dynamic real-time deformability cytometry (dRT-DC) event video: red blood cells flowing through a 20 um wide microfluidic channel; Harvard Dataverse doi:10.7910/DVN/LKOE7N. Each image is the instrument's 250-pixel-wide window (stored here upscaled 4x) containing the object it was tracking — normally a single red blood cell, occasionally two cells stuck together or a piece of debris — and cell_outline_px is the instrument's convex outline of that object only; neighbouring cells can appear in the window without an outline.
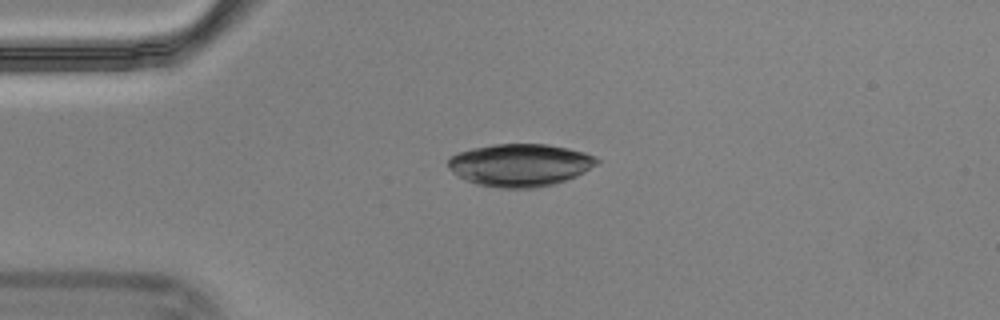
{"species": "Egyptian fruit bat (a non-hibernating species)", "species_latin": "Rousettus aegyptiacus", "temperature_condition": "cold", "stored_images_in_passage": 16, "camera_frame_rate_fps": 3000, "um_per_image_px": 0.085, "animal": {"sex": "male"}, "frame": {"image": 1, "passage_image": 12, "time_ms": 3.667, "image_size_px": [1000, 320], "cell_outline_px": [[600, 160], [596, 164], [584, 172], [576, 176], [556, 184], [532, 188], [500, 188], [476, 184], [464, 180], [456, 176], [448, 168], [448, 160], [452, 156], [460, 152], [472, 148], [492, 144], [548, 144], [568, 148], [584, 152], [596, 156]], "centroid_in_image_um": [44.19, 14.03], "position_along_channel_um": 40.8, "area_um2": 37.11}}